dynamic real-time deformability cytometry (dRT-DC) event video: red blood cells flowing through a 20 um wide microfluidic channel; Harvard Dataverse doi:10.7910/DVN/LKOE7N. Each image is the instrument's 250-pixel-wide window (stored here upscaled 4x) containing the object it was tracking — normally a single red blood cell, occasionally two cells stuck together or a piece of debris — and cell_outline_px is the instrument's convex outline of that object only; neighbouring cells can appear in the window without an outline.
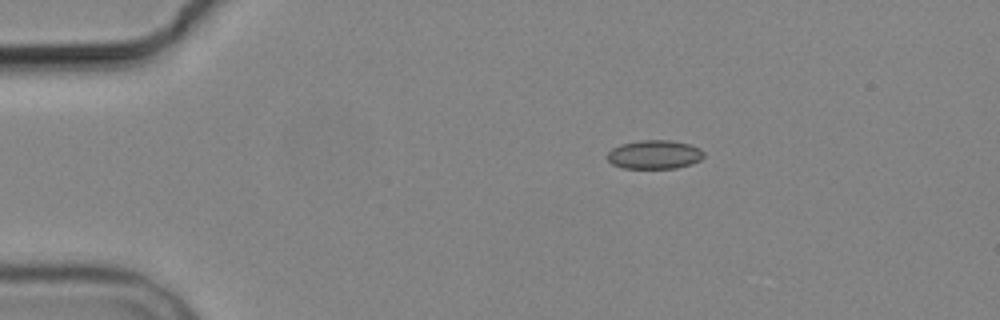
{"species": "common noctule bat (a hibernating species)", "species_latin": "Nyctalus noctula", "temperature_condition": "cold", "stored_images_in_passage": 3, "camera_frame_rate_fps": 3000, "um_per_image_px": 0.085, "animal": {"sex": "male", "body_mass_g": 19.2, "forearm_length_mm": 51.8}, "frame": {"image": 1, "passage_image": 1, "time_ms": 0.0, "image_size_px": [1000, 320], "cell_outline_px": [[704, 156], [700, 160], [692, 164], [676, 168], [624, 168], [612, 164], [608, 160], [608, 152], [612, 148], [620, 144], [640, 140], [668, 140], [688, 144], [700, 148], [704, 152]], "centroid_in_image_um": [55.63, 13.13], "position_along_channel_um": 29.4, "area_um2": 16.18}}
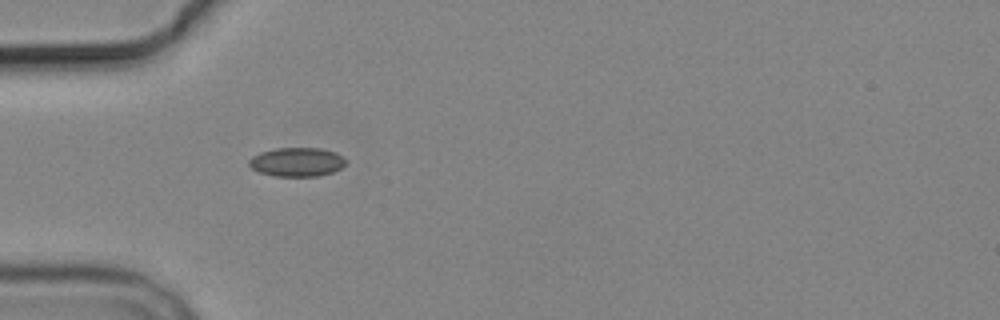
{"frame": {"image": 2, "passage_image": 3, "time_ms": 2.333, "image_size_px": [1000, 320], "cell_outline_px": [[344, 164], [340, 168], [332, 172], [320, 176], [276, 176], [260, 172], [252, 168], [248, 164], [248, 160], [252, 156], [260, 152], [276, 148], [320, 148], [336, 152], [344, 160]], "centroid_in_image_um": [25.2, 13.76], "position_along_channel_um": 59.8, "area_um2": 16.18}}